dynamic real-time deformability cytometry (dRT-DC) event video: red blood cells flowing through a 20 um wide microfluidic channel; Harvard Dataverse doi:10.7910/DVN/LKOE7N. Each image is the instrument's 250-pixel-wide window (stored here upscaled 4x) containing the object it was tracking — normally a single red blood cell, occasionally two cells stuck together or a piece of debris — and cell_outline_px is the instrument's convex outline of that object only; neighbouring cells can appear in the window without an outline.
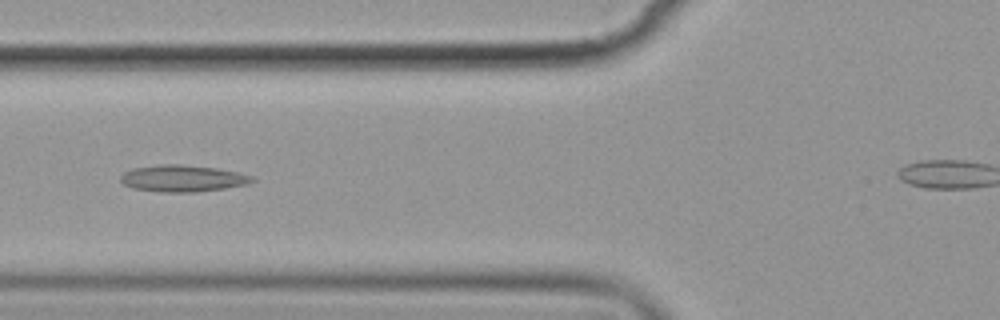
{"species": "common noctule bat (a hibernating species)", "species_latin": "Nyctalus noctula", "temperature_condition": "cold", "stored_images_in_passage": 10, "segment_of_instrument_passage": [1, 2], "camera_frame_rate_fps": 3000, "um_per_image_px": 0.085, "animal": {"sex": "female", "body_mass_g": 19.9}, "frame": {"image": 1, "passage_image": 4, "time_ms": 3.667, "image_size_px": [1000, 320], "cell_outline_px": [[256, 180], [248, 184], [224, 188], [196, 192], [160, 192], [136, 188], [124, 184], [120, 180], [120, 176], [124, 172], [132, 168], [160, 164], [180, 164], [216, 168], [236, 172], [252, 176]], "centroid_in_image_um": [15.52, 15.16], "position_along_channel_um": 110.3, "area_um2": 20.35}}
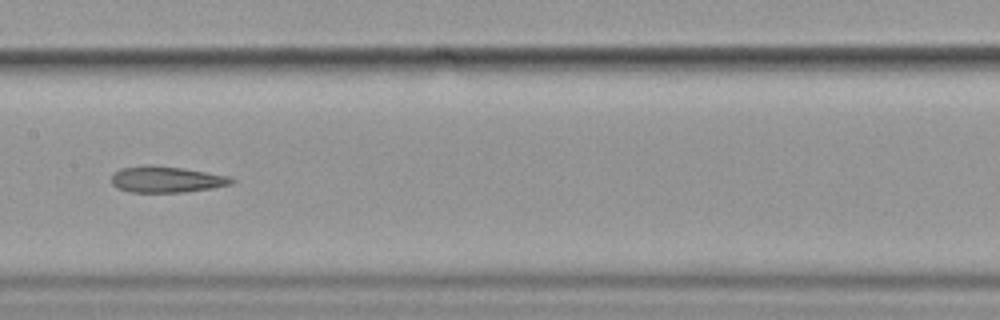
{"frame": {"image": 2, "passage_image": 6, "time_ms": 6.0, "image_size_px": [1000, 320], "cell_outline_px": [[236, 180], [232, 184], [212, 188], [184, 192], [132, 192], [116, 188], [112, 184], [112, 176], [120, 168], [148, 164], [152, 164], [184, 168], [228, 176]], "centroid_in_image_um": [14.14, 15.24], "position_along_channel_um": 193.3, "area_um2": 18.44}}
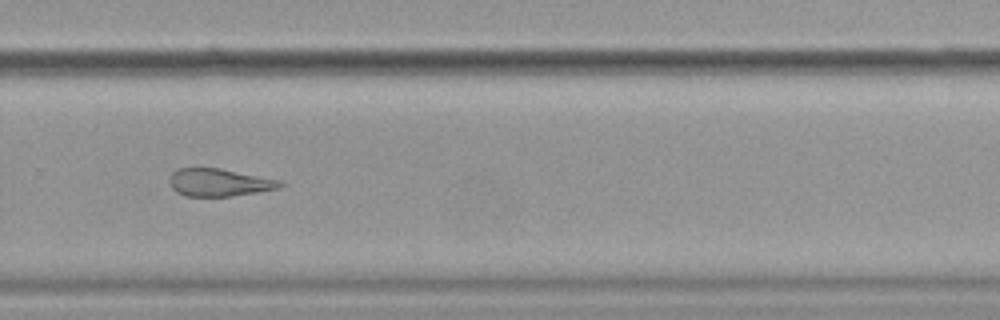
{"frame": {"image": 3, "passage_image": 9, "time_ms": 9.333, "image_size_px": [1000, 320], "cell_outline_px": [[284, 184], [280, 188], [232, 196], [184, 196], [176, 192], [172, 188], [168, 180], [172, 172], [180, 168], [220, 168], [280, 180]], "centroid_in_image_um": [18.6, 15.51], "position_along_channel_um": 311.2, "area_um2": 17.8}}